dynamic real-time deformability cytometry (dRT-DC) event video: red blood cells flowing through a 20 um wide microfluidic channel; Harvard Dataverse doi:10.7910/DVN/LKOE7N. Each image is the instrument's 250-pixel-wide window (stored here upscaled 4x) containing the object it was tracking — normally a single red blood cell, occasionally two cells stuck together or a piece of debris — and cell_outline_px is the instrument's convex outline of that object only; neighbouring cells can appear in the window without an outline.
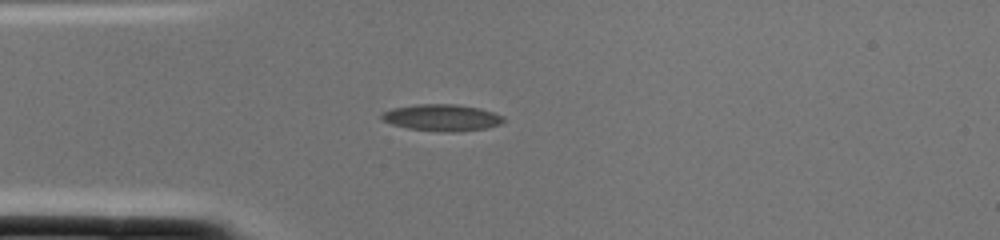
{"species": "common noctule bat (a hibernating species)", "species_latin": "Nyctalus noctula", "temperature_condition": "cold", "stored_images_in_passage": 1, "camera_frame_rate_fps": 3000, "um_per_image_px": 0.085, "animal": {"sex": "female", "body_mass_g": 22.0, "forearm_length_mm": 56.7}, "frame": {"image": 1, "passage_image": 1, "time_ms": 0.0, "image_size_px": [1000, 240], "cell_outline_px": [[504, 120], [500, 124], [488, 128], [456, 132], [448, 132], [408, 128], [392, 124], [380, 120], [380, 116], [384, 112], [392, 108], [416, 104], [456, 104], [480, 108], [504, 116]], "centroid_in_image_um": [37.56, 9.99], "position_along_channel_um": 47.4, "area_um2": 18.96}}